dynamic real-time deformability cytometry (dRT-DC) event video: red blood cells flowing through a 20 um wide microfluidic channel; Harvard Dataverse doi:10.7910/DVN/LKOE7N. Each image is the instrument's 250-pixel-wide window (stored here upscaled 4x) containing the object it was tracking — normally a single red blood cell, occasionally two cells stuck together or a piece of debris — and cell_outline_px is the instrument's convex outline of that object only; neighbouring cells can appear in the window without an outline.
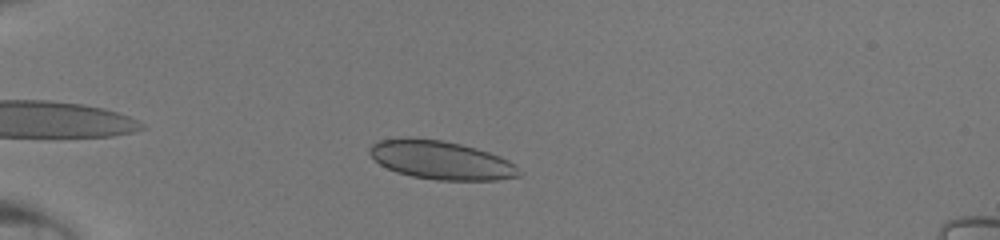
{"species": "human", "species_latin": "Homo sapiens", "temperature_condition": "room temperature", "stored_images_in_passage": 38, "camera_frame_rate_fps": 3000, "um_per_image_px": 0.085, "donor": {"sex": "male"}, "frame": {"image": 1, "passage_image": 5, "time_ms": 1.333, "image_size_px": [1000, 240], "cell_outline_px": [[524, 172], [520, 176], [496, 180], [436, 180], [412, 176], [396, 172], [380, 164], [368, 152], [368, 148], [372, 144], [380, 140], [408, 136], [440, 140], [460, 144], [476, 148], [500, 156], [508, 160]], "centroid_in_image_um": [37.48, 13.6], "position_along_channel_um": 47.5, "area_um2": 33.7}}
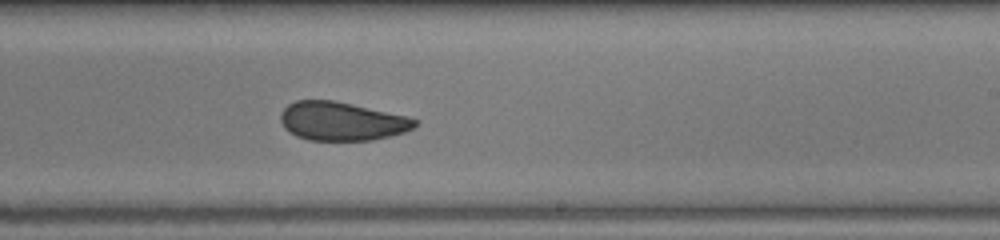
{"frame": {"image": 2, "passage_image": 22, "time_ms": 7.0, "image_size_px": [1000, 240], "cell_outline_px": [[420, 120], [412, 128], [404, 132], [372, 140], [308, 140], [296, 136], [284, 128], [280, 120], [280, 112], [288, 104], [296, 100], [332, 100], [352, 104], [404, 116]], "centroid_in_image_um": [28.99, 10.3], "position_along_channel_um": 260.0, "area_um2": 30.0}}
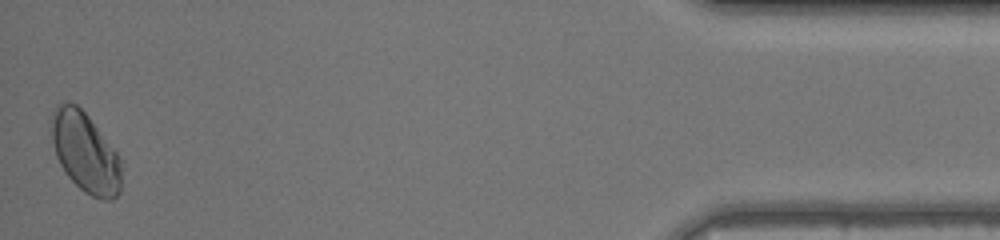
{"frame": {"image": 3, "passage_image": 38, "time_ms": 12.333, "image_size_px": [1000, 240], "cell_outline_px": [[120, 192], [112, 200], [100, 200], [84, 192], [64, 172], [56, 156], [48, 124], [52, 112], [56, 104], [76, 104], [88, 116], [120, 156]], "centroid_in_image_um": [7.21, 12.96], "position_along_channel_um": 428.0, "area_um2": 32.66}}